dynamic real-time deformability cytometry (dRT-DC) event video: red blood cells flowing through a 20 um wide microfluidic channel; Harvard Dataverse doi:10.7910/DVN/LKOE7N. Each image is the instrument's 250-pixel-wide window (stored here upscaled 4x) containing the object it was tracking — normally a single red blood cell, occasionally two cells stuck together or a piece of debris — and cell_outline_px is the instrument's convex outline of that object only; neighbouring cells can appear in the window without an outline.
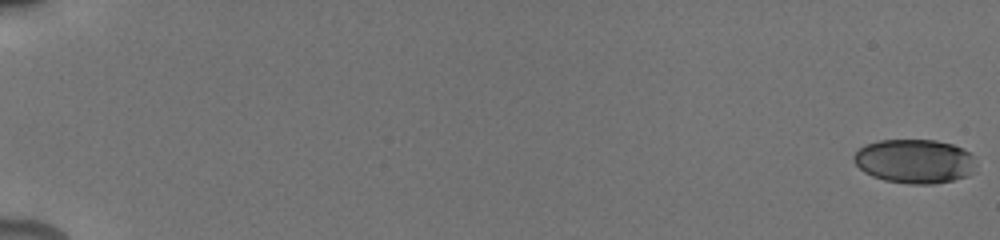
{"species": "human", "species_latin": "Homo sapiens", "temperature_condition": "cold", "stored_images_in_passage": 10, "camera_frame_rate_fps": 3000, "um_per_image_px": 0.085, "donor": {"sex": "male"}, "frame": {"image": 1, "passage_image": 1, "time_ms": 0.0, "image_size_px": [1000, 240], "cell_outline_px": [[976, 164], [968, 176], [952, 180], [932, 184], [908, 184], [884, 180], [872, 176], [864, 172], [852, 160], [852, 156], [864, 144], [880, 140], [936, 140], [952, 144], [964, 148], [972, 152], [976, 156]], "centroid_in_image_um": [77.76, 13.7], "position_along_channel_um": 7.2, "area_um2": 31.79}}
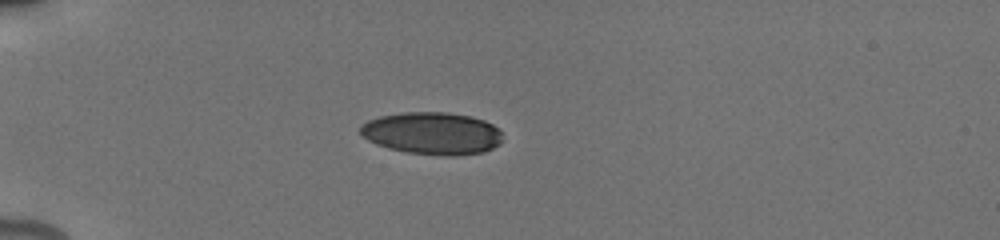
{"frame": {"image": 2, "passage_image": 9, "time_ms": 5.667, "image_size_px": [1000, 240], "cell_outline_px": [[500, 144], [484, 152], [452, 156], [448, 156], [408, 152], [388, 148], [376, 144], [368, 140], [360, 132], [360, 124], [368, 120], [380, 116], [400, 112], [448, 112], [472, 116], [484, 120], [492, 124], [500, 132]], "centroid_in_image_um": [36.72, 11.32], "position_along_channel_um": 48.3, "area_um2": 35.08}}